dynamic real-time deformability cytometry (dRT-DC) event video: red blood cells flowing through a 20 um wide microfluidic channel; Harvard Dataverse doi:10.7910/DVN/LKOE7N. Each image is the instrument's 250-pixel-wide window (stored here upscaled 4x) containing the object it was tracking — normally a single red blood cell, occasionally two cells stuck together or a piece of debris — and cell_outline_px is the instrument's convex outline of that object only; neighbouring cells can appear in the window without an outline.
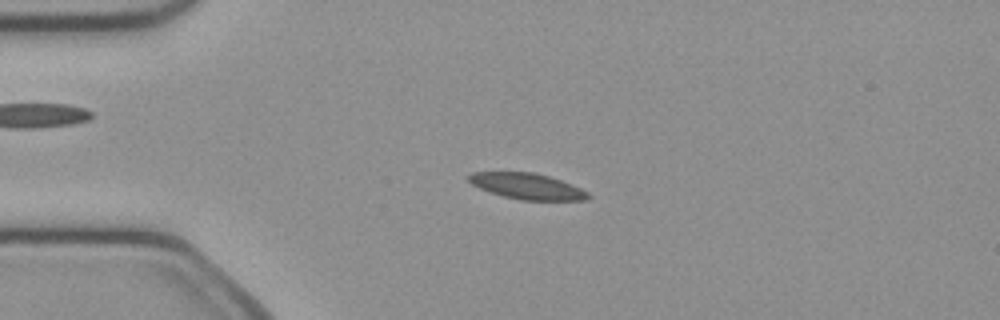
{"species": "common noctule bat (a hibernating species)", "species_latin": "Nyctalus noctula", "temperature_condition": "cold", "stored_images_in_passage": 45, "camera_frame_rate_fps": 3000, "um_per_image_px": 0.085, "animal": {"sex": "female", "body_mass_g": 21.9}, "frame": {"image": 1, "passage_image": 6, "time_ms": 1.667, "image_size_px": [1000, 320], "cell_outline_px": [[592, 196], [588, 200], [520, 200], [504, 196], [480, 188], [472, 184], [468, 180], [468, 176], [472, 172], [532, 172], [548, 176], [560, 180], [580, 188], [588, 192]], "centroid_in_image_um": [44.83, 15.83], "position_along_channel_um": 40.2, "area_um2": 17.86}}
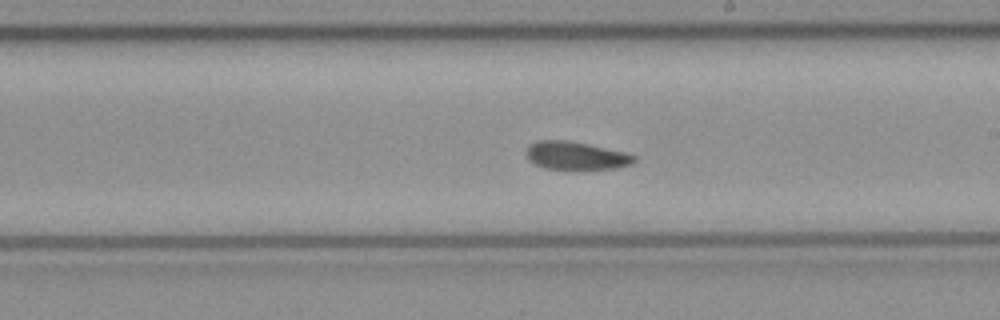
{"frame": {"image": 2, "passage_image": 23, "time_ms": 7.333, "image_size_px": [1000, 320], "cell_outline_px": [[636, 160], [632, 164], [616, 168], [572, 172], [544, 168], [528, 160], [524, 152], [528, 144], [536, 140], [568, 140], [588, 144], [624, 152], [636, 156]], "centroid_in_image_um": [48.91, 13.27], "position_along_channel_um": 240.1, "area_um2": 18.55}}
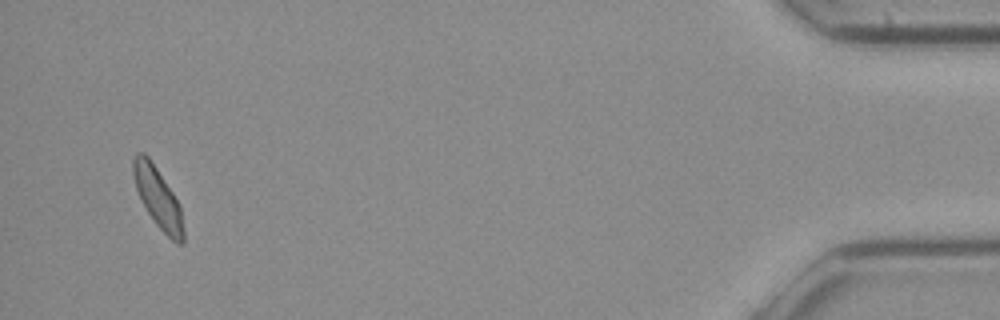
{"frame": {"image": 3, "passage_image": 43, "time_ms": 14.0, "image_size_px": [1000, 320], "cell_outline_px": [[184, 244], [176, 244], [156, 224], [148, 212], [136, 188], [132, 172], [132, 160], [136, 152], [144, 152], [148, 156], [180, 204], [184, 232]], "centroid_in_image_um": [13.43, 16.81], "position_along_channel_um": 421.8, "area_um2": 17.4}, "authors_computed_cell_mechanics": {"area_um2": 18.207, "velocity_mm_per_s": 3.9942, "shape_relaxation_time_tau1_ms": null, "shape_relaxation_time_tau2_ms": 6.5486, "deformation_change_tau1": null, "deformation_change_tau2": 0.1204}}